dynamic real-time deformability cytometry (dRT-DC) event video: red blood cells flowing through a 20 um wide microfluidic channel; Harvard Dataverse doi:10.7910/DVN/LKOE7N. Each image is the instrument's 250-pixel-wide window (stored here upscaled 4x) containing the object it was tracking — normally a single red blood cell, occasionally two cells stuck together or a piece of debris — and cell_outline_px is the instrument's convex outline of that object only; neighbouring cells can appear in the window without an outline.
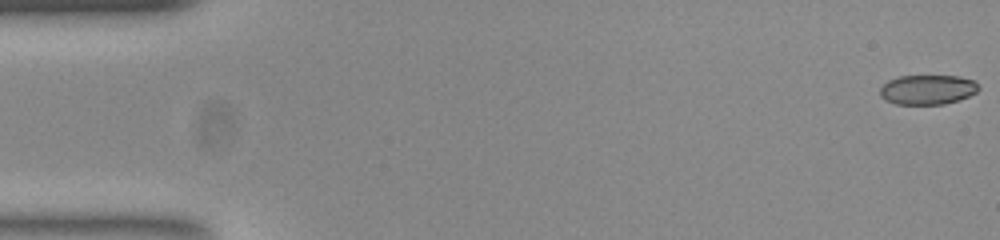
{"species": "common noctule bat (a hibernating species)", "species_latin": "Nyctalus noctula", "temperature_condition": "room temperature", "stored_images_in_passage": 54, "camera_frame_rate_fps": 3000, "um_per_image_px": 0.085, "animal": {"sex": "female", "body_mass_g": 23.0, "forearm_length_mm": 53.4}, "frame": {"image": 1, "passage_image": 1, "time_ms": 0.0, "image_size_px": [1000, 240], "cell_outline_px": [[980, 88], [976, 92], [968, 96], [944, 104], [896, 104], [884, 100], [880, 96], [880, 88], [888, 80], [900, 76], [960, 76], [972, 80]], "centroid_in_image_um": [78.8, 7.62], "position_along_channel_um": 6.2, "area_um2": 16.94}}
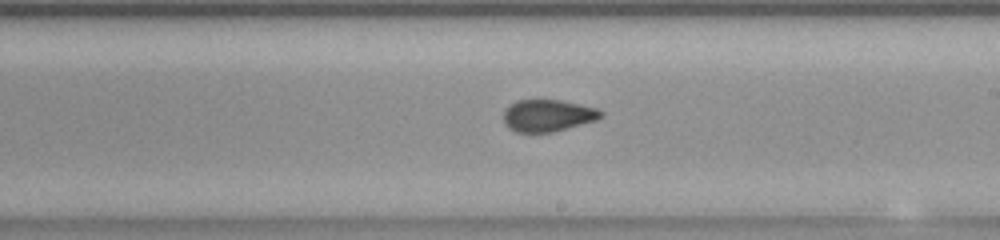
{"frame": {"image": 2, "passage_image": 31, "time_ms": 10.0, "image_size_px": [1000, 240], "cell_outline_px": [[604, 116], [596, 120], [552, 132], [516, 132], [508, 128], [504, 124], [504, 112], [508, 104], [516, 100], [560, 100], [600, 108], [604, 112]], "centroid_in_image_um": [46.57, 9.81], "position_along_channel_um": 242.4, "area_um2": 18.32}}
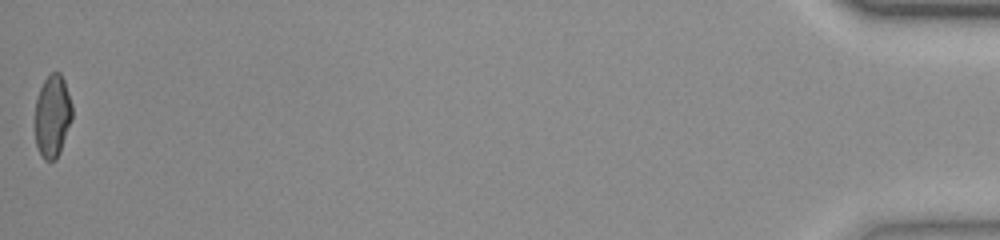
{"frame": {"image": 3, "passage_image": 54, "time_ms": 17.667, "image_size_px": [1000, 240], "cell_outline_px": [[72, 120], [60, 152], [56, 160], [44, 160], [36, 144], [36, 100], [40, 88], [44, 80], [52, 72], [60, 72], [64, 80], [72, 104]], "centroid_in_image_um": [4.48, 9.86], "position_along_channel_um": 430.7, "area_um2": 17.74}, "authors_computed_cell_mechanics": {"area_um2": 18.496, "velocity_mm_per_s": 3.8093, "shape_relaxation_time_tau1_ms": null, "shape_relaxation_time_tau2_ms": 1.1092, "deformation_change_tau1": null, "deformation_change_tau2": 0.0571}}